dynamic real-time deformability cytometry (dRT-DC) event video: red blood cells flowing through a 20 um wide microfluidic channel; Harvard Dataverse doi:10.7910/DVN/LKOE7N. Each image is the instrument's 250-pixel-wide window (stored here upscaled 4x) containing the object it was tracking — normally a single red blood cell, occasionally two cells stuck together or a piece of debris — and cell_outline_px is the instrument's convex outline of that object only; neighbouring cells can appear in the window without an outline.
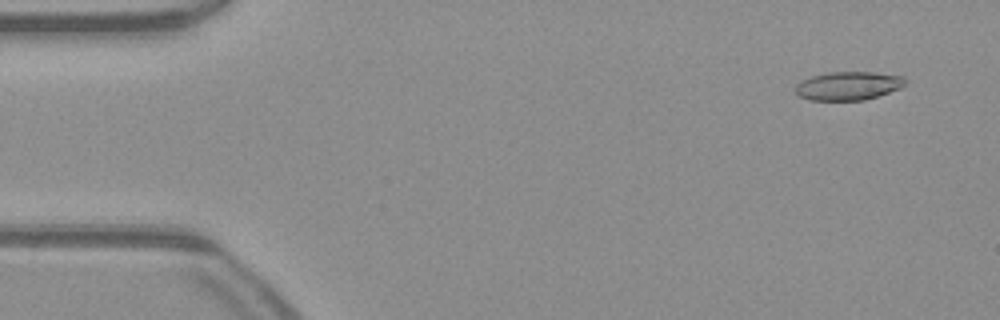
{"species": "common noctule bat (a hibernating species)", "species_latin": "Nyctalus noctula", "temperature_condition": "warm", "stored_images_in_passage": 51, "camera_frame_rate_fps": 3000, "um_per_image_px": 0.085, "animal": {"sex": "male", "body_mass_g": 23.1, "forearm_length_mm": 52.7}, "frame": {"image": 1, "passage_image": 4, "time_ms": 1.0, "image_size_px": [1000, 320], "cell_outline_px": [[908, 80], [900, 88], [864, 100], [808, 100], [800, 96], [796, 92], [796, 84], [812, 76], [828, 72], [872, 72], [904, 76]], "centroid_in_image_um": [72.12, 7.29], "position_along_channel_um": 12.9, "area_um2": 18.09}}
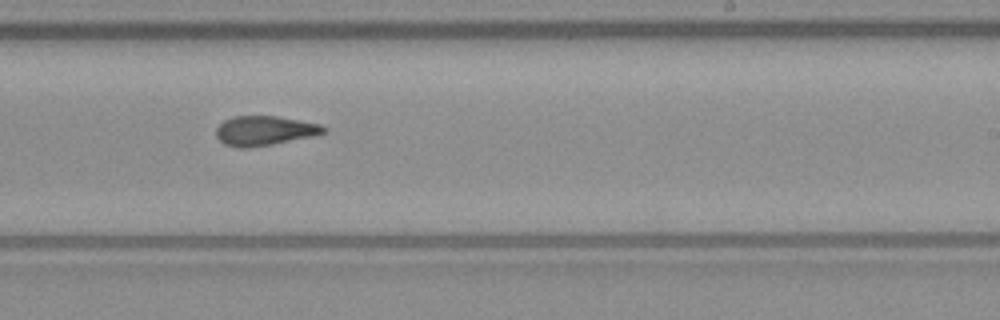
{"frame": {"image": 2, "passage_image": 31, "time_ms": 10.0, "image_size_px": [1000, 320], "cell_outline_px": [[328, 132], [316, 136], [272, 144], [248, 148], [236, 148], [224, 144], [216, 136], [216, 128], [224, 120], [232, 116], [276, 116], [320, 124], [328, 128]], "centroid_in_image_um": [22.51, 11.11], "position_along_channel_um": 266.5, "area_um2": 18.73}}
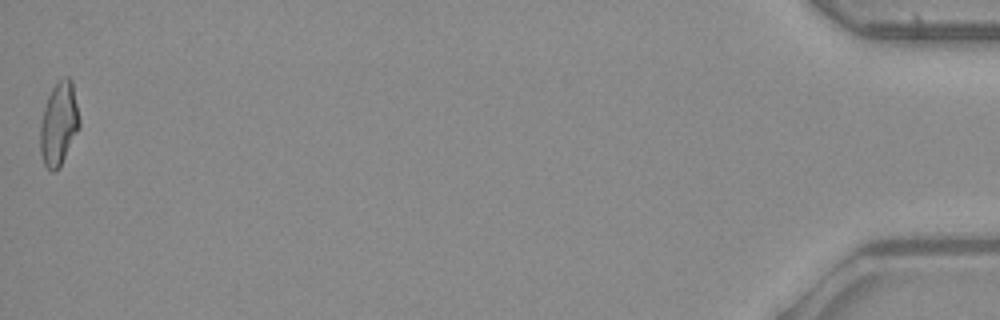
{"frame": {"image": 3, "passage_image": 51, "time_ms": 16.667, "image_size_px": [1000, 320], "cell_outline_px": [[80, 124], [60, 168], [56, 172], [52, 172], [44, 164], [40, 152], [40, 124], [44, 108], [48, 96], [52, 88], [64, 76], [68, 76], [72, 80], [80, 120]], "centroid_in_image_um": [4.99, 10.53], "position_along_channel_um": 430.2, "area_um2": 18.96}, "authors_computed_cell_mechanics": {"area_um2": 18.785, "velocity_mm_per_s": 4.0782, "shape_relaxation_time_tau1_ms": null, "shape_relaxation_time_tau2_ms": 3.4227, "deformation_change_tau1": null, "deformation_change_tau2": 0.1235}}